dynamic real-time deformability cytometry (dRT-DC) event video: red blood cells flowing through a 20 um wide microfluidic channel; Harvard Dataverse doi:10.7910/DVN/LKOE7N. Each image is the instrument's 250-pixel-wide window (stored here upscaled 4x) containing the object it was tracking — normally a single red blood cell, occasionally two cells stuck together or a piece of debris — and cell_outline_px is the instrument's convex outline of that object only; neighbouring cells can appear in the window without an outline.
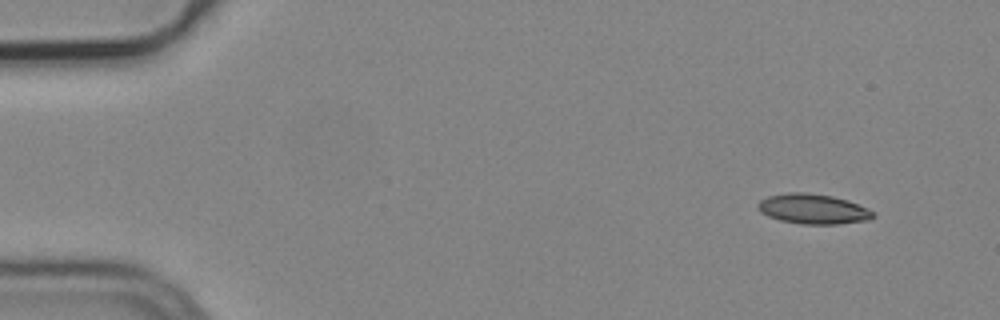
{"species": "common noctule bat (a hibernating species)", "species_latin": "Nyctalus noctula", "temperature_condition": "cold", "stored_images_in_passage": 4, "camera_frame_rate_fps": 3000, "um_per_image_px": 0.085, "animal": {"sex": "male", "body_mass_g": 19.2, "forearm_length_mm": 51.8}, "frame": {"image": 1, "passage_image": 1, "time_ms": 0.0, "image_size_px": [1000, 320], "cell_outline_px": [[876, 216], [868, 220], [836, 224], [800, 224], [780, 220], [768, 216], [760, 212], [756, 204], [760, 200], [768, 196], [788, 192], [804, 192], [832, 196], [848, 200], [876, 212]], "centroid_in_image_um": [69.11, 17.76], "position_along_channel_um": 15.9, "area_um2": 20.23}}
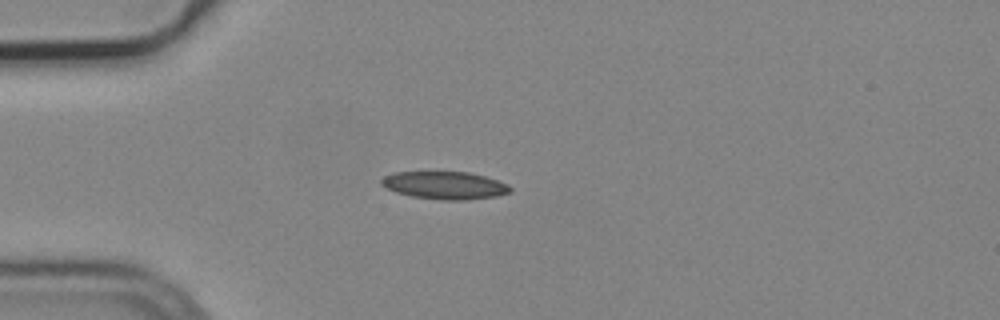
{"frame": {"image": 2, "passage_image": 4, "time_ms": 1.0, "image_size_px": [1000, 320], "cell_outline_px": [[512, 192], [496, 196], [464, 200], [440, 200], [412, 196], [396, 192], [380, 184], [380, 180], [384, 176], [392, 172], [468, 172], [484, 176], [508, 184], [512, 188]], "centroid_in_image_um": [37.81, 15.75], "position_along_channel_um": 47.2, "area_um2": 20.75}}